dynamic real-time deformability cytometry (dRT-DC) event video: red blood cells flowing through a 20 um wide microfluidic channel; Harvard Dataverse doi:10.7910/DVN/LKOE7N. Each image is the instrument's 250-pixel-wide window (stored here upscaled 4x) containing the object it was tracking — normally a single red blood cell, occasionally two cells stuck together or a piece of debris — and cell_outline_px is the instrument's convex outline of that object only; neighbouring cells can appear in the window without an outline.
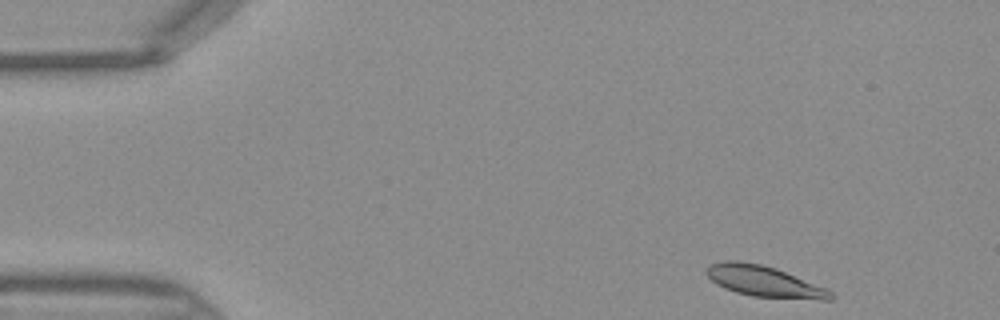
{"species": "Egyptian fruit bat (a non-hibernating species)", "species_latin": "Rousettus aegyptiacus", "temperature_condition": "warm", "stored_images_in_passage": 41, "camera_frame_rate_fps": 3000, "um_per_image_px": 0.085, "frame": {"image": 1, "passage_image": 1, "time_ms": 0.0, "image_size_px": [1000, 320], "cell_outline_px": [[836, 296], [832, 300], [820, 300], [752, 296], [736, 292], [724, 288], [716, 284], [704, 272], [708, 264], [724, 260], [736, 260], [760, 264], [776, 268], [824, 288], [832, 292]], "centroid_in_image_um": [64.91, 23.91], "position_along_channel_um": 20.1, "area_um2": 22.37}}
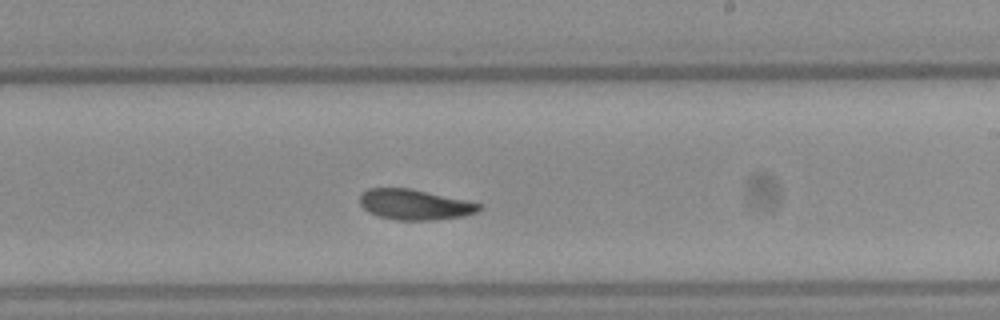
{"frame": {"image": 2, "passage_image": 23, "time_ms": 7.333, "image_size_px": [1000, 320], "cell_outline_px": [[484, 208], [476, 212], [464, 216], [436, 220], [396, 220], [380, 216], [368, 212], [360, 204], [360, 196], [368, 188], [412, 188], [484, 204]], "centroid_in_image_um": [35.3, 17.39], "position_along_channel_um": 253.7, "area_um2": 21.33}}
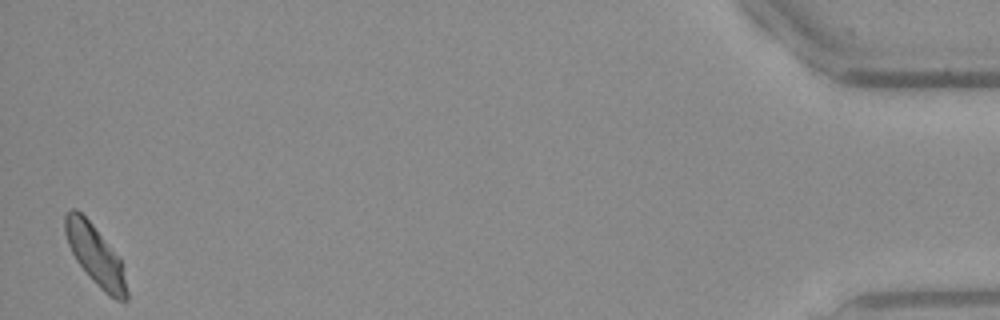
{"frame": {"image": 3, "passage_image": 41, "time_ms": 13.333, "image_size_px": [1000, 320], "cell_outline_px": [[128, 300], [116, 300], [108, 296], [88, 276], [76, 260], [68, 244], [64, 232], [64, 216], [72, 208], [76, 208], [92, 224], [120, 256], [128, 292]], "centroid_in_image_um": [8.11, 21.7], "position_along_channel_um": 427.1, "area_um2": 21.62}}